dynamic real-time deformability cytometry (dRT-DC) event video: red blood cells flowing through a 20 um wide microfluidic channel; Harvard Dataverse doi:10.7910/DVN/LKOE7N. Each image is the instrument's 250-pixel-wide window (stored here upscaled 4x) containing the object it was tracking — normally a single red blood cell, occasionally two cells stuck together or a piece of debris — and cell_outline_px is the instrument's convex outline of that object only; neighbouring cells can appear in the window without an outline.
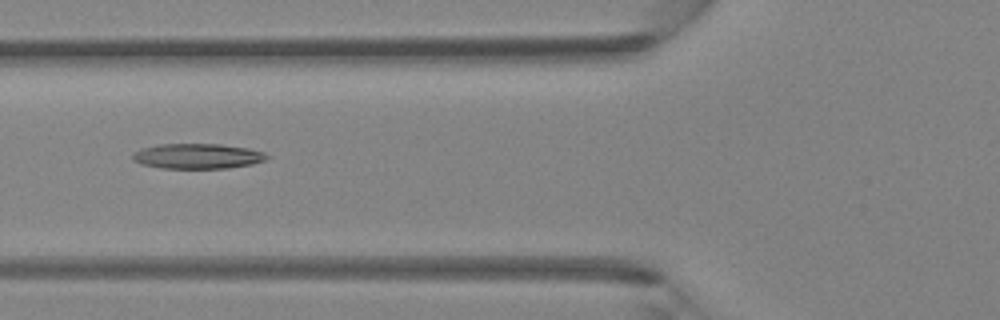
{"species": "Egyptian fruit bat (a non-hibernating species)", "species_latin": "Rousettus aegyptiacus", "temperature_condition": "room temperature", "stored_images_in_passage": 2, "camera_frame_rate_fps": 3000, "um_per_image_px": 0.085, "animal": {"sex": "female"}, "frame": {"image": 1, "passage_image": 2, "time_ms": 0.333, "image_size_px": [1000, 320], "cell_outline_px": [[272, 156], [264, 160], [252, 164], [228, 168], [160, 168], [140, 164], [132, 160], [132, 156], [140, 148], [160, 144], [220, 144], [248, 148], [264, 152]], "centroid_in_image_um": [16.79, 13.27], "position_along_channel_um": 109.0, "area_um2": 19.77}}